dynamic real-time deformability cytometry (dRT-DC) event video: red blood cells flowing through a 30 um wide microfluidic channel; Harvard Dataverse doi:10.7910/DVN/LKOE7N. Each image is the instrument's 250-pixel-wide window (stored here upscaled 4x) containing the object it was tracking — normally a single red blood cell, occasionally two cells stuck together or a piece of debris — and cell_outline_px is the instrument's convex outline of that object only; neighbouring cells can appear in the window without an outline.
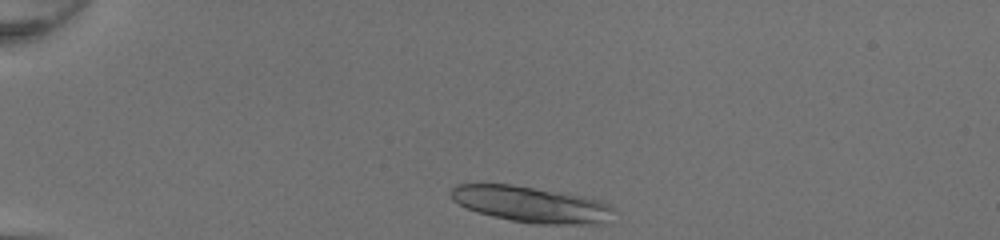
{"species": "common noctule bat (a hibernating species)", "species_latin": "Nyctalus noctula", "temperature_condition": "room temperature", "stored_images_in_passage": 37, "segment_of_instrument_passage": [1, 2], "camera_frame_rate_fps": 3000, "um_per_image_px": 0.085, "animal": {"sex": "female", "body_mass_g": 20.0, "forearm_length_mm": 54.0}, "frame": {"image": 1, "passage_image": 1, "time_ms": 0.0, "image_size_px": [1000, 240], "cell_outline_px": [[616, 208], [600, 224], [532, 224], [492, 216], [476, 212], [452, 200], [452, 188], [456, 184], [512, 184], [584, 196], [600, 200]], "centroid_in_image_um": [45.14, 17.37], "position_along_channel_um": 39.9, "area_um2": 33.93}}